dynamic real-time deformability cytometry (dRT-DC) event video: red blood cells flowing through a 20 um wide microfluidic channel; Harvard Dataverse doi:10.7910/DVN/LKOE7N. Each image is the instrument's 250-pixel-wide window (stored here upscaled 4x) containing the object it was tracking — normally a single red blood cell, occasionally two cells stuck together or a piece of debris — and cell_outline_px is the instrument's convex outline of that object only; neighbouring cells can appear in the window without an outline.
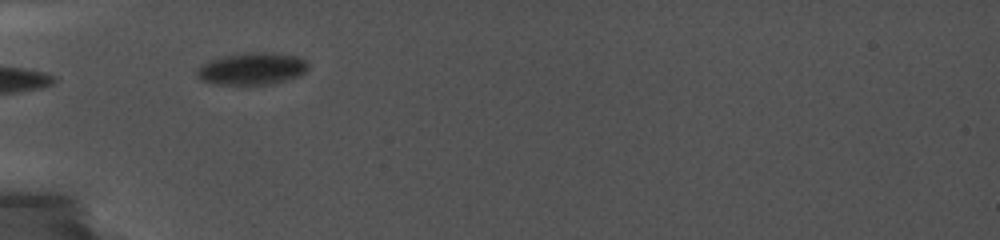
{"species": "common noctule bat (a hibernating species)", "species_latin": "Nyctalus noctula", "temperature_condition": "cold", "stored_images_in_passage": 5, "camera_frame_rate_fps": 5000, "um_per_image_px": 0.085, "animal": {"sex": "female", "body_mass_g": 19.0, "forearm_length_mm": 56.7}, "frame": {"image": 1, "passage_image": 1, "time_ms": 0.0, "image_size_px": [1000, 240], "cell_outline_px": [[308, 72], [300, 76], [272, 84], [212, 84], [200, 80], [196, 76], [196, 68], [212, 60], [228, 56], [260, 52], [296, 56], [304, 60], [308, 64]], "centroid_in_image_um": [21.44, 5.87], "position_along_channel_um": 63.6, "area_um2": 20.46}}